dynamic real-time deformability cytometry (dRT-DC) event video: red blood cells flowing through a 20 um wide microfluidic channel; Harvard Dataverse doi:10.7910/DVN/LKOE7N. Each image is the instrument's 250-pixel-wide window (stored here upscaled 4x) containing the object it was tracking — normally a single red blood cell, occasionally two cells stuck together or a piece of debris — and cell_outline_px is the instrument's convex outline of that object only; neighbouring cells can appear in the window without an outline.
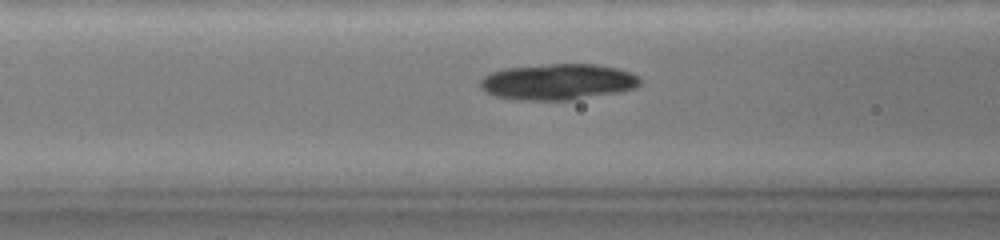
{"species": "common noctule bat (a hibernating species)", "species_latin": "Nyctalus noctula", "temperature_condition": "warm", "stored_images_in_passage": 46, "camera_frame_rate_fps": 3000, "um_per_image_px": 0.085, "animal": {"sex": "female", "body_mass_g": 19.0, "forearm_length_mm": 51.5}, "frame": {"image": 1, "passage_image": 14, "time_ms": 6.667, "image_size_px": [1000, 240], "cell_outline_px": [[640, 84], [632, 88], [612, 92], [568, 100], [536, 100], [500, 96], [488, 92], [480, 84], [480, 80], [484, 76], [492, 72], [504, 68], [548, 64], [596, 64], [616, 68], [628, 72], [636, 76], [640, 80]], "centroid_in_image_um": [47.4, 6.93], "position_along_channel_um": 119.2, "area_um2": 32.43}}
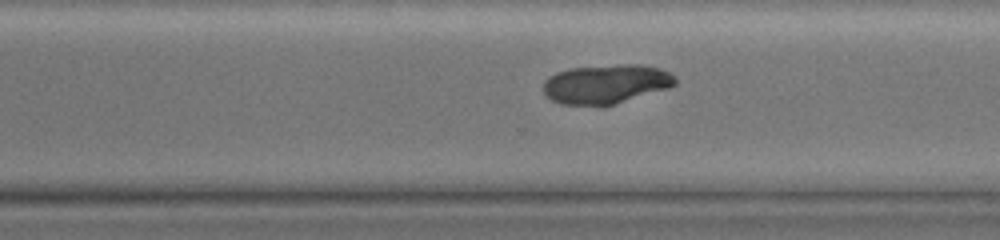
{"frame": {"image": 2, "passage_image": 28, "time_ms": 12.0, "image_size_px": [1000, 240], "cell_outline_px": [[676, 84], [668, 88], [604, 108], [600, 108], [560, 104], [552, 100], [544, 92], [544, 80], [548, 76], [556, 72], [568, 68], [620, 64], [640, 64], [660, 68], [668, 72], [676, 80]], "centroid_in_image_um": [51.47, 7.17], "position_along_channel_um": 319.1, "area_um2": 30.87}}
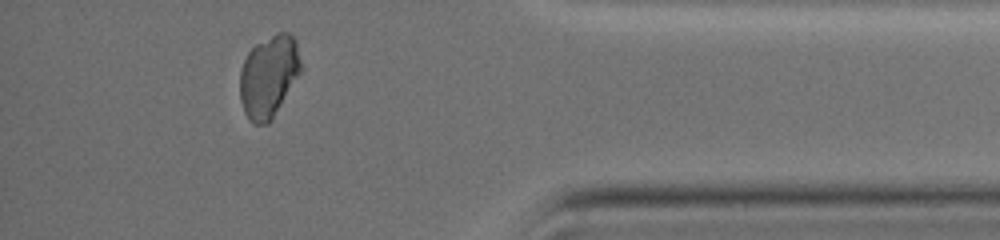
{"frame": {"image": 3, "passage_image": 40, "time_ms": 15.0, "image_size_px": [1000, 240], "cell_outline_px": [[300, 72], [272, 120], [268, 124], [252, 124], [248, 120], [244, 112], [240, 100], [240, 72], [244, 60], [248, 52], [256, 44], [276, 32], [288, 32], [296, 40], [300, 60]], "centroid_in_image_um": [22.82, 6.5], "position_along_channel_um": 412.4, "area_um2": 29.13}}